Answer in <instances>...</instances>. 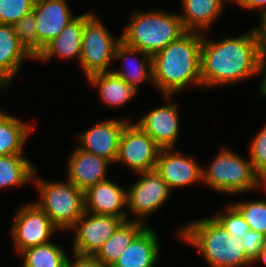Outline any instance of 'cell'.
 Instances as JSON below:
<instances>
[{
  "label": "cell",
  "mask_w": 266,
  "mask_h": 267,
  "mask_svg": "<svg viewBox=\"0 0 266 267\" xmlns=\"http://www.w3.org/2000/svg\"><path fill=\"white\" fill-rule=\"evenodd\" d=\"M127 190L112 180L96 183L84 191V211L89 214L110 215L127 219Z\"/></svg>",
  "instance_id": "cell-14"
},
{
  "label": "cell",
  "mask_w": 266,
  "mask_h": 267,
  "mask_svg": "<svg viewBox=\"0 0 266 267\" xmlns=\"http://www.w3.org/2000/svg\"><path fill=\"white\" fill-rule=\"evenodd\" d=\"M263 186H266V178L263 180Z\"/></svg>",
  "instance_id": "cell-39"
},
{
  "label": "cell",
  "mask_w": 266,
  "mask_h": 267,
  "mask_svg": "<svg viewBox=\"0 0 266 267\" xmlns=\"http://www.w3.org/2000/svg\"><path fill=\"white\" fill-rule=\"evenodd\" d=\"M35 0H0V24L12 25L32 12Z\"/></svg>",
  "instance_id": "cell-30"
},
{
  "label": "cell",
  "mask_w": 266,
  "mask_h": 267,
  "mask_svg": "<svg viewBox=\"0 0 266 267\" xmlns=\"http://www.w3.org/2000/svg\"><path fill=\"white\" fill-rule=\"evenodd\" d=\"M155 170L169 188L184 187L202 181V167L190 156H184L173 148L161 149Z\"/></svg>",
  "instance_id": "cell-13"
},
{
  "label": "cell",
  "mask_w": 266,
  "mask_h": 267,
  "mask_svg": "<svg viewBox=\"0 0 266 267\" xmlns=\"http://www.w3.org/2000/svg\"><path fill=\"white\" fill-rule=\"evenodd\" d=\"M261 72L263 73L264 71V78L263 81L261 82V87H260V95L266 96V53H261Z\"/></svg>",
  "instance_id": "cell-37"
},
{
  "label": "cell",
  "mask_w": 266,
  "mask_h": 267,
  "mask_svg": "<svg viewBox=\"0 0 266 267\" xmlns=\"http://www.w3.org/2000/svg\"><path fill=\"white\" fill-rule=\"evenodd\" d=\"M240 212L250 230L266 236V200L232 203Z\"/></svg>",
  "instance_id": "cell-28"
},
{
  "label": "cell",
  "mask_w": 266,
  "mask_h": 267,
  "mask_svg": "<svg viewBox=\"0 0 266 267\" xmlns=\"http://www.w3.org/2000/svg\"><path fill=\"white\" fill-rule=\"evenodd\" d=\"M137 220H125L107 239L98 252L94 255L104 265L111 267L120 257L124 249L131 244L133 239L146 227Z\"/></svg>",
  "instance_id": "cell-23"
},
{
  "label": "cell",
  "mask_w": 266,
  "mask_h": 267,
  "mask_svg": "<svg viewBox=\"0 0 266 267\" xmlns=\"http://www.w3.org/2000/svg\"><path fill=\"white\" fill-rule=\"evenodd\" d=\"M125 28L121 40L150 56L160 52L186 32L178 14L159 10L133 13Z\"/></svg>",
  "instance_id": "cell-4"
},
{
  "label": "cell",
  "mask_w": 266,
  "mask_h": 267,
  "mask_svg": "<svg viewBox=\"0 0 266 267\" xmlns=\"http://www.w3.org/2000/svg\"><path fill=\"white\" fill-rule=\"evenodd\" d=\"M140 178L127 190V208L142 222L161 208L171 194L166 181L156 170L139 172ZM140 219V220H139Z\"/></svg>",
  "instance_id": "cell-10"
},
{
  "label": "cell",
  "mask_w": 266,
  "mask_h": 267,
  "mask_svg": "<svg viewBox=\"0 0 266 267\" xmlns=\"http://www.w3.org/2000/svg\"><path fill=\"white\" fill-rule=\"evenodd\" d=\"M32 12L37 30V57L43 48L76 17L66 0H35Z\"/></svg>",
  "instance_id": "cell-12"
},
{
  "label": "cell",
  "mask_w": 266,
  "mask_h": 267,
  "mask_svg": "<svg viewBox=\"0 0 266 267\" xmlns=\"http://www.w3.org/2000/svg\"><path fill=\"white\" fill-rule=\"evenodd\" d=\"M6 87L5 85L0 84V89Z\"/></svg>",
  "instance_id": "cell-41"
},
{
  "label": "cell",
  "mask_w": 266,
  "mask_h": 267,
  "mask_svg": "<svg viewBox=\"0 0 266 267\" xmlns=\"http://www.w3.org/2000/svg\"><path fill=\"white\" fill-rule=\"evenodd\" d=\"M202 181L213 190L231 194L244 193L263 185L251 161L227 148L221 149L206 170L202 169Z\"/></svg>",
  "instance_id": "cell-5"
},
{
  "label": "cell",
  "mask_w": 266,
  "mask_h": 267,
  "mask_svg": "<svg viewBox=\"0 0 266 267\" xmlns=\"http://www.w3.org/2000/svg\"><path fill=\"white\" fill-rule=\"evenodd\" d=\"M36 173L37 169L22 154L0 156V189L24 185L35 180Z\"/></svg>",
  "instance_id": "cell-26"
},
{
  "label": "cell",
  "mask_w": 266,
  "mask_h": 267,
  "mask_svg": "<svg viewBox=\"0 0 266 267\" xmlns=\"http://www.w3.org/2000/svg\"><path fill=\"white\" fill-rule=\"evenodd\" d=\"M261 53H266V13L260 15V26L255 28Z\"/></svg>",
  "instance_id": "cell-35"
},
{
  "label": "cell",
  "mask_w": 266,
  "mask_h": 267,
  "mask_svg": "<svg viewBox=\"0 0 266 267\" xmlns=\"http://www.w3.org/2000/svg\"><path fill=\"white\" fill-rule=\"evenodd\" d=\"M121 36L112 37L99 18L92 13H85V27L82 34V46L79 62L88 79L91 75L110 72L117 45Z\"/></svg>",
  "instance_id": "cell-7"
},
{
  "label": "cell",
  "mask_w": 266,
  "mask_h": 267,
  "mask_svg": "<svg viewBox=\"0 0 266 267\" xmlns=\"http://www.w3.org/2000/svg\"><path fill=\"white\" fill-rule=\"evenodd\" d=\"M263 261L266 263V244L264 245V248L259 253L258 257L254 260V262Z\"/></svg>",
  "instance_id": "cell-38"
},
{
  "label": "cell",
  "mask_w": 266,
  "mask_h": 267,
  "mask_svg": "<svg viewBox=\"0 0 266 267\" xmlns=\"http://www.w3.org/2000/svg\"><path fill=\"white\" fill-rule=\"evenodd\" d=\"M266 244V236L254 230L247 231L242 239L247 258L253 263Z\"/></svg>",
  "instance_id": "cell-33"
},
{
  "label": "cell",
  "mask_w": 266,
  "mask_h": 267,
  "mask_svg": "<svg viewBox=\"0 0 266 267\" xmlns=\"http://www.w3.org/2000/svg\"><path fill=\"white\" fill-rule=\"evenodd\" d=\"M72 256L74 260L71 262L67 257L65 267H109L94 256H82L74 253Z\"/></svg>",
  "instance_id": "cell-34"
},
{
  "label": "cell",
  "mask_w": 266,
  "mask_h": 267,
  "mask_svg": "<svg viewBox=\"0 0 266 267\" xmlns=\"http://www.w3.org/2000/svg\"><path fill=\"white\" fill-rule=\"evenodd\" d=\"M249 152L253 170L263 181L266 178V124L253 138Z\"/></svg>",
  "instance_id": "cell-31"
},
{
  "label": "cell",
  "mask_w": 266,
  "mask_h": 267,
  "mask_svg": "<svg viewBox=\"0 0 266 267\" xmlns=\"http://www.w3.org/2000/svg\"><path fill=\"white\" fill-rule=\"evenodd\" d=\"M85 14L76 16L60 33L52 39L35 60L47 61L55 55L62 59H80Z\"/></svg>",
  "instance_id": "cell-19"
},
{
  "label": "cell",
  "mask_w": 266,
  "mask_h": 267,
  "mask_svg": "<svg viewBox=\"0 0 266 267\" xmlns=\"http://www.w3.org/2000/svg\"><path fill=\"white\" fill-rule=\"evenodd\" d=\"M20 44L34 58H37V30L33 12L23 16L11 25Z\"/></svg>",
  "instance_id": "cell-29"
},
{
  "label": "cell",
  "mask_w": 266,
  "mask_h": 267,
  "mask_svg": "<svg viewBox=\"0 0 266 267\" xmlns=\"http://www.w3.org/2000/svg\"><path fill=\"white\" fill-rule=\"evenodd\" d=\"M202 39V33L186 31L152 56V83L167 100L189 84L202 86Z\"/></svg>",
  "instance_id": "cell-2"
},
{
  "label": "cell",
  "mask_w": 266,
  "mask_h": 267,
  "mask_svg": "<svg viewBox=\"0 0 266 267\" xmlns=\"http://www.w3.org/2000/svg\"><path fill=\"white\" fill-rule=\"evenodd\" d=\"M25 58L34 59L20 44L12 26L0 24V84L11 83Z\"/></svg>",
  "instance_id": "cell-20"
},
{
  "label": "cell",
  "mask_w": 266,
  "mask_h": 267,
  "mask_svg": "<svg viewBox=\"0 0 266 267\" xmlns=\"http://www.w3.org/2000/svg\"><path fill=\"white\" fill-rule=\"evenodd\" d=\"M128 120H107L94 125L79 137L82 150L103 157L111 163L116 161L119 140Z\"/></svg>",
  "instance_id": "cell-15"
},
{
  "label": "cell",
  "mask_w": 266,
  "mask_h": 267,
  "mask_svg": "<svg viewBox=\"0 0 266 267\" xmlns=\"http://www.w3.org/2000/svg\"><path fill=\"white\" fill-rule=\"evenodd\" d=\"M179 234L198 248L210 267H244L252 263L245 254L242 240L230 235L214 217L195 220L185 225Z\"/></svg>",
  "instance_id": "cell-3"
},
{
  "label": "cell",
  "mask_w": 266,
  "mask_h": 267,
  "mask_svg": "<svg viewBox=\"0 0 266 267\" xmlns=\"http://www.w3.org/2000/svg\"><path fill=\"white\" fill-rule=\"evenodd\" d=\"M261 51L255 29L238 37L201 45L202 87L231 85L261 73Z\"/></svg>",
  "instance_id": "cell-1"
},
{
  "label": "cell",
  "mask_w": 266,
  "mask_h": 267,
  "mask_svg": "<svg viewBox=\"0 0 266 267\" xmlns=\"http://www.w3.org/2000/svg\"><path fill=\"white\" fill-rule=\"evenodd\" d=\"M160 150L139 125L128 122L119 140L115 163H124L137 173L155 170Z\"/></svg>",
  "instance_id": "cell-8"
},
{
  "label": "cell",
  "mask_w": 266,
  "mask_h": 267,
  "mask_svg": "<svg viewBox=\"0 0 266 267\" xmlns=\"http://www.w3.org/2000/svg\"><path fill=\"white\" fill-rule=\"evenodd\" d=\"M68 161L67 179L83 192L96 183L107 180L105 175L111 162L103 157L77 147Z\"/></svg>",
  "instance_id": "cell-17"
},
{
  "label": "cell",
  "mask_w": 266,
  "mask_h": 267,
  "mask_svg": "<svg viewBox=\"0 0 266 267\" xmlns=\"http://www.w3.org/2000/svg\"><path fill=\"white\" fill-rule=\"evenodd\" d=\"M157 234L145 227L111 267H155L160 253Z\"/></svg>",
  "instance_id": "cell-18"
},
{
  "label": "cell",
  "mask_w": 266,
  "mask_h": 267,
  "mask_svg": "<svg viewBox=\"0 0 266 267\" xmlns=\"http://www.w3.org/2000/svg\"><path fill=\"white\" fill-rule=\"evenodd\" d=\"M223 1H225V0H223ZM227 1V0H226ZM231 1H233L234 3H236V2H238L239 0H231Z\"/></svg>",
  "instance_id": "cell-40"
},
{
  "label": "cell",
  "mask_w": 266,
  "mask_h": 267,
  "mask_svg": "<svg viewBox=\"0 0 266 267\" xmlns=\"http://www.w3.org/2000/svg\"><path fill=\"white\" fill-rule=\"evenodd\" d=\"M33 129L0 110V156L23 154L24 144Z\"/></svg>",
  "instance_id": "cell-25"
},
{
  "label": "cell",
  "mask_w": 266,
  "mask_h": 267,
  "mask_svg": "<svg viewBox=\"0 0 266 267\" xmlns=\"http://www.w3.org/2000/svg\"><path fill=\"white\" fill-rule=\"evenodd\" d=\"M20 255L24 256L23 267H65L67 255L56 244H47L23 250Z\"/></svg>",
  "instance_id": "cell-27"
},
{
  "label": "cell",
  "mask_w": 266,
  "mask_h": 267,
  "mask_svg": "<svg viewBox=\"0 0 266 267\" xmlns=\"http://www.w3.org/2000/svg\"><path fill=\"white\" fill-rule=\"evenodd\" d=\"M40 200L35 202L59 230H70L84 213V192L68 179L65 181H35Z\"/></svg>",
  "instance_id": "cell-6"
},
{
  "label": "cell",
  "mask_w": 266,
  "mask_h": 267,
  "mask_svg": "<svg viewBox=\"0 0 266 267\" xmlns=\"http://www.w3.org/2000/svg\"><path fill=\"white\" fill-rule=\"evenodd\" d=\"M223 214L216 215L214 218L225 228L234 238L243 239L244 234L250 230L240 212L231 204L226 207Z\"/></svg>",
  "instance_id": "cell-32"
},
{
  "label": "cell",
  "mask_w": 266,
  "mask_h": 267,
  "mask_svg": "<svg viewBox=\"0 0 266 267\" xmlns=\"http://www.w3.org/2000/svg\"><path fill=\"white\" fill-rule=\"evenodd\" d=\"M124 220L110 215H83L70 228L74 233L73 253L82 256H94Z\"/></svg>",
  "instance_id": "cell-11"
},
{
  "label": "cell",
  "mask_w": 266,
  "mask_h": 267,
  "mask_svg": "<svg viewBox=\"0 0 266 267\" xmlns=\"http://www.w3.org/2000/svg\"><path fill=\"white\" fill-rule=\"evenodd\" d=\"M138 54L143 55L141 62H137L136 57ZM134 55V56H133ZM135 58V62L129 61L128 67L124 68L126 70H113L112 72L119 76L121 79L126 81L129 86L133 87L136 91H138V85L140 83H144L145 80H149L152 82V56L147 53L140 51L139 49L130 47L126 45L123 41H121L116 48L114 59H122L123 62L126 59L129 60L131 57ZM129 57V58H128ZM130 67V68H129ZM148 69V70H147Z\"/></svg>",
  "instance_id": "cell-22"
},
{
  "label": "cell",
  "mask_w": 266,
  "mask_h": 267,
  "mask_svg": "<svg viewBox=\"0 0 266 267\" xmlns=\"http://www.w3.org/2000/svg\"><path fill=\"white\" fill-rule=\"evenodd\" d=\"M88 80L91 86H96L102 101L108 106H123L137 93L133 87L112 71L91 75Z\"/></svg>",
  "instance_id": "cell-24"
},
{
  "label": "cell",
  "mask_w": 266,
  "mask_h": 267,
  "mask_svg": "<svg viewBox=\"0 0 266 267\" xmlns=\"http://www.w3.org/2000/svg\"><path fill=\"white\" fill-rule=\"evenodd\" d=\"M237 4L246 9H259L260 15L266 13V0H239Z\"/></svg>",
  "instance_id": "cell-36"
},
{
  "label": "cell",
  "mask_w": 266,
  "mask_h": 267,
  "mask_svg": "<svg viewBox=\"0 0 266 267\" xmlns=\"http://www.w3.org/2000/svg\"><path fill=\"white\" fill-rule=\"evenodd\" d=\"M183 14H179L186 31L208 30L224 10L223 0H181Z\"/></svg>",
  "instance_id": "cell-21"
},
{
  "label": "cell",
  "mask_w": 266,
  "mask_h": 267,
  "mask_svg": "<svg viewBox=\"0 0 266 267\" xmlns=\"http://www.w3.org/2000/svg\"><path fill=\"white\" fill-rule=\"evenodd\" d=\"M14 219L11 234L18 253L49 243L50 236L58 230L35 202L19 208Z\"/></svg>",
  "instance_id": "cell-9"
},
{
  "label": "cell",
  "mask_w": 266,
  "mask_h": 267,
  "mask_svg": "<svg viewBox=\"0 0 266 267\" xmlns=\"http://www.w3.org/2000/svg\"><path fill=\"white\" fill-rule=\"evenodd\" d=\"M177 104L157 107L137 122L161 149L173 148L178 138L179 115Z\"/></svg>",
  "instance_id": "cell-16"
}]
</instances>
